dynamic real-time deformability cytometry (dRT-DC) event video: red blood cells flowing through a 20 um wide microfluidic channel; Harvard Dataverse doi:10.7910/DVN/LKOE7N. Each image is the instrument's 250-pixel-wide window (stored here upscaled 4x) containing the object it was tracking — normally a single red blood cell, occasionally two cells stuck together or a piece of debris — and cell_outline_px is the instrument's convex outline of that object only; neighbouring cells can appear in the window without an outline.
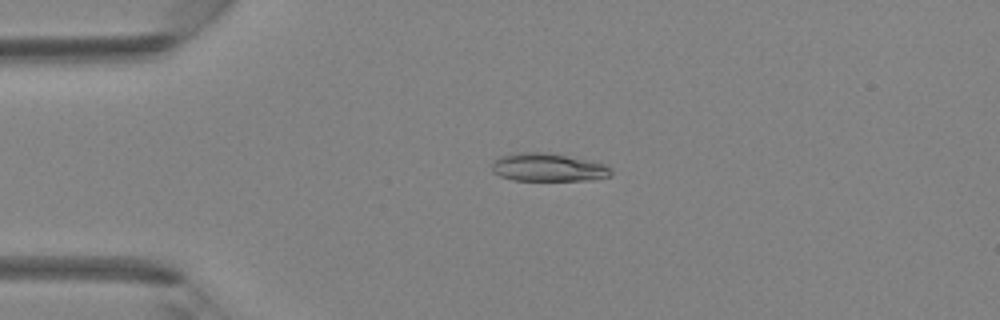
{"species": "Egyptian fruit bat (a non-hibernating species)", "species_latin": "Rousettus aegyptiacus", "temperature_condition": "room temperature", "stored_images_in_passage": 42, "camera_frame_rate_fps": 3000, "um_per_image_px": 0.085, "animal": {"sex": "female"}, "frame": {"image": 1, "passage_image": 10, "time_ms": 3.0, "image_size_px": [1000, 320], "cell_outline_px": [[612, 172], [608, 176], [592, 180], [512, 180], [500, 176], [492, 172], [492, 160], [500, 156], [512, 152], [552, 152], [604, 164], [612, 168]], "centroid_in_image_um": [46.53, 14.21], "position_along_channel_um": 38.5, "area_um2": 19.77}}
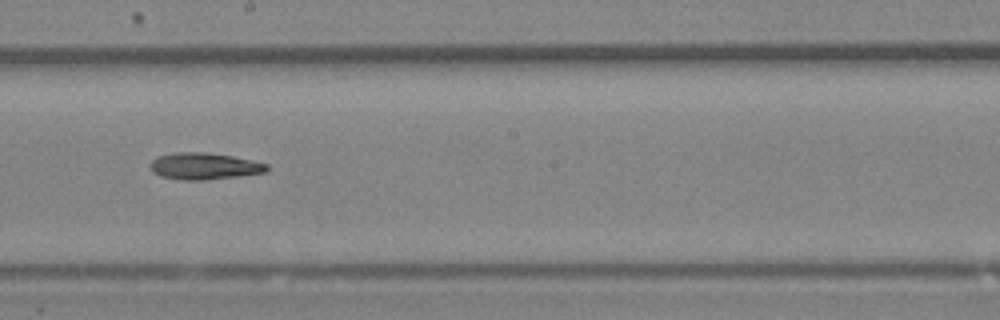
{"frame": {"image": 2, "passage_image": 24, "time_ms": 7.667, "image_size_px": [1000, 320], "cell_outline_px": [[268, 172], [240, 176], [208, 180], [180, 180], [160, 176], [152, 172], [148, 168], [148, 164], [156, 156], [176, 152], [204, 152], [232, 156], [252, 160], [268, 164]], "centroid_in_image_um": [17.32, 14.13], "position_along_channel_um": 230.9, "area_um2": 18.5}}
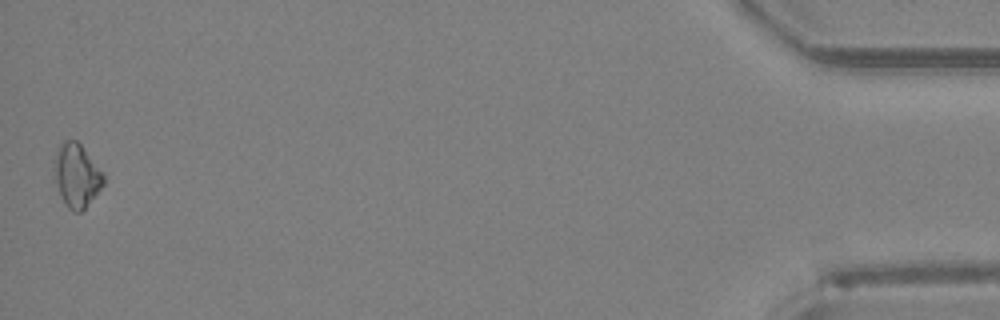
{"frame": {"image": 3, "passage_image": 42, "time_ms": 13.667, "image_size_px": [1000, 320], "cell_outline_px": [[104, 184], [84, 208], [80, 212], [72, 212], [68, 208], [60, 196], [56, 180], [52, 160], [60, 144], [64, 140], [76, 140], [80, 144], [104, 172]], "centroid_in_image_um": [6.5, 14.89], "position_along_channel_um": 428.7, "area_um2": 18.21}}